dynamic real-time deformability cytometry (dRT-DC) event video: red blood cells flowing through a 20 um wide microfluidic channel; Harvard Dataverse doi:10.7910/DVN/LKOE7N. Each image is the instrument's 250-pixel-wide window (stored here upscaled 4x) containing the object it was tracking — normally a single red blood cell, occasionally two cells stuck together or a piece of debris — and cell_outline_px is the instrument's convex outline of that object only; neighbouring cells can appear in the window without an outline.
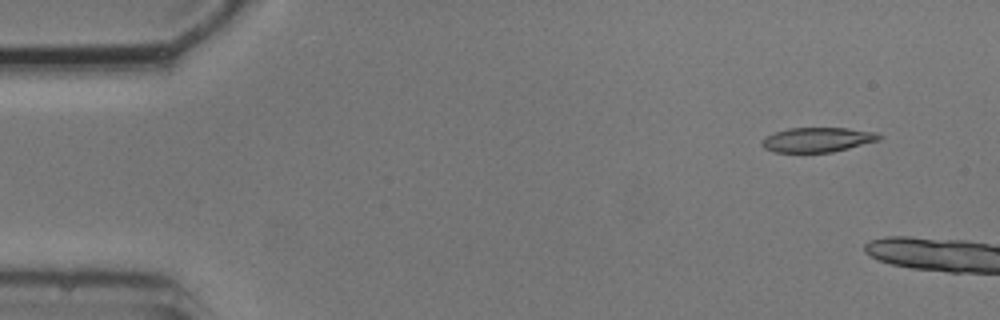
{"species": "common noctule bat (a hibernating species)", "species_latin": "Nyctalus noctula", "temperature_condition": "cold", "stored_images_in_passage": 3, "camera_frame_rate_fps": 3000, "um_per_image_px": 0.085, "animal": {"sex": "male", "body_mass_g": 20.5, "forearm_length_mm": 52.5}, "frame": {"image": 1, "passage_image": 2, "time_ms": 1.0, "image_size_px": [1000, 320], "cell_outline_px": [[884, 136], [880, 140], [832, 152], [772, 152], [764, 148], [760, 144], [764, 136], [788, 128], [848, 128], [876, 132]], "centroid_in_image_um": [69.48, 11.87], "position_along_channel_um": 15.5, "area_um2": 16.94}}